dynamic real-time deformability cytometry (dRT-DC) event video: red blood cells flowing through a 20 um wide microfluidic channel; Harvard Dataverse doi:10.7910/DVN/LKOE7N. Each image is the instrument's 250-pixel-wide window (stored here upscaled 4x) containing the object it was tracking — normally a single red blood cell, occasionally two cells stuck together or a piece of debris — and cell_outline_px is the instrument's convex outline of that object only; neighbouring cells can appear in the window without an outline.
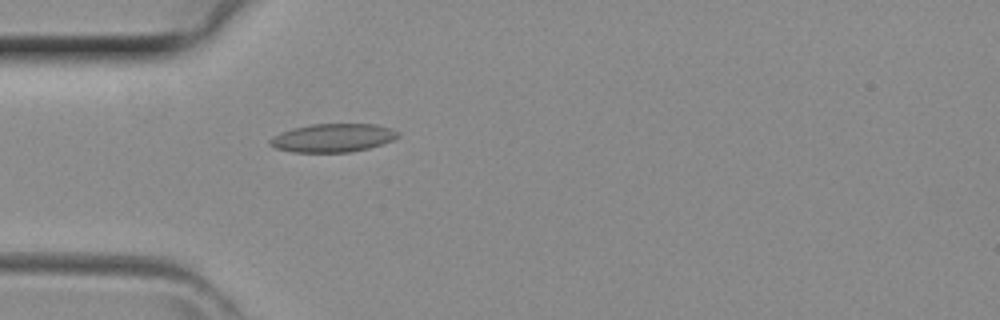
{"species": "common noctule bat (a hibernating species)", "species_latin": "Nyctalus noctula", "temperature_condition": "room temperature", "stored_images_in_passage": 41, "camera_frame_rate_fps": 3000, "um_per_image_px": 0.085, "animal": {"sex": "female", "body_mass_g": 29.2, "forearm_length_mm": 56.3}, "frame": {"image": 1, "passage_image": 12, "time_ms": 3.667, "image_size_px": [1000, 320], "cell_outline_px": [[400, 136], [392, 140], [368, 148], [352, 152], [292, 152], [276, 148], [268, 144], [268, 140], [272, 136], [280, 132], [292, 128], [312, 124], [376, 124], [392, 128], [400, 132]], "centroid_in_image_um": [28.28, 11.71], "position_along_channel_um": 56.7, "area_um2": 21.33}}
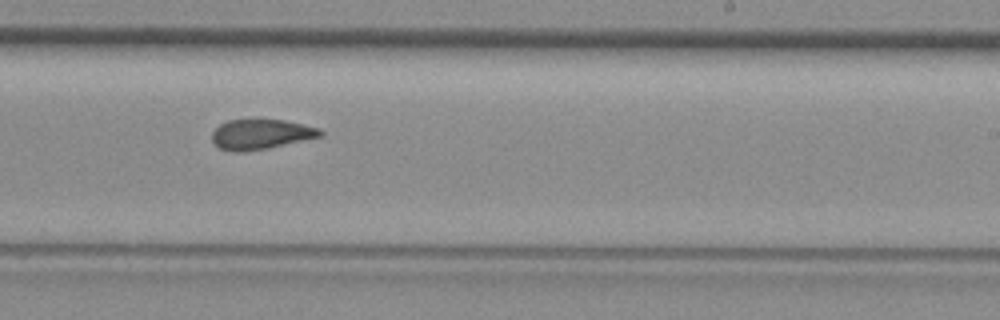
{"frame": {"image": 2, "passage_image": 25, "time_ms": 8.0, "image_size_px": [1000, 320], "cell_outline_px": [[324, 132], [320, 136], [268, 148], [240, 152], [232, 152], [220, 148], [212, 140], [212, 132], [220, 124], [228, 120], [284, 120], [320, 128]], "centroid_in_image_um": [22.16, 11.41], "position_along_channel_um": 266.8, "area_um2": 18.67}}
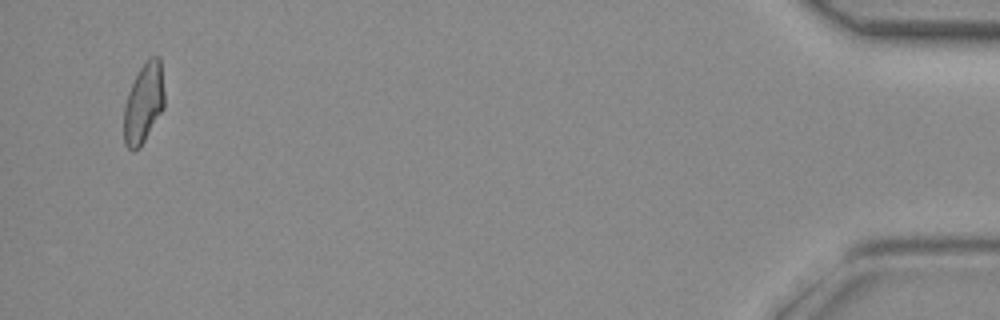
{"frame": {"image": 3, "passage_image": 40, "time_ms": 13.0, "image_size_px": [1000, 320], "cell_outline_px": [[164, 108], [140, 148], [132, 152], [124, 144], [124, 104], [128, 92], [140, 68], [148, 56], [160, 56], [164, 92]], "centroid_in_image_um": [12.21, 8.77], "position_along_channel_um": 423.0, "area_um2": 19.07}}